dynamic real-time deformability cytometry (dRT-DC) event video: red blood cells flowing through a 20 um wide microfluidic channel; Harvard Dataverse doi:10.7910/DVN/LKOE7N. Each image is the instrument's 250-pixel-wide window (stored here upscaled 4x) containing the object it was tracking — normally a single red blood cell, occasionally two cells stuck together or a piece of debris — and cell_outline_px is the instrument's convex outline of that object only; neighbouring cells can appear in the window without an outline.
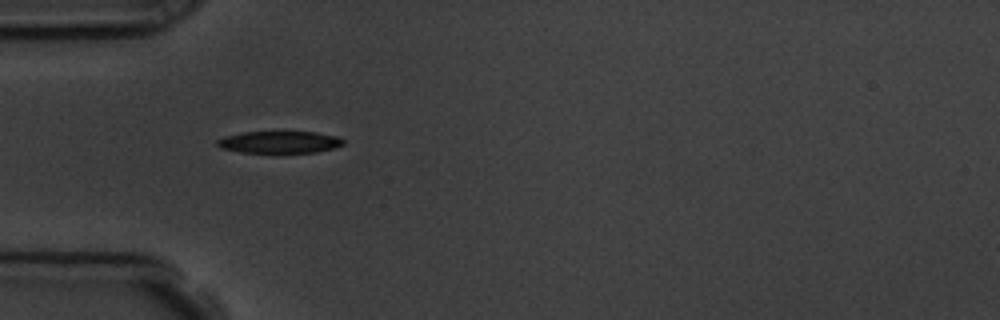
{"species": "common noctule bat (a hibernating species)", "species_latin": "Nyctalus noctula", "temperature_condition": "room temperature", "stored_images_in_passage": 2, "camera_frame_rate_fps": 3000, "um_per_image_px": 0.085, "animal": {"sex": "male", "body_mass_g": 19.5, "forearm_length_mm": 54.6}, "frame": {"image": 1, "passage_image": 1, "time_ms": 0.0, "image_size_px": [1000, 320], "cell_outline_px": [[344, 144], [336, 148], [316, 152], [240, 152], [220, 148], [216, 144], [216, 140], [224, 136], [240, 132], [316, 132], [340, 136], [344, 140]], "centroid_in_image_um": [23.77, 12.07], "position_along_channel_um": 61.2, "area_um2": 16.3}}